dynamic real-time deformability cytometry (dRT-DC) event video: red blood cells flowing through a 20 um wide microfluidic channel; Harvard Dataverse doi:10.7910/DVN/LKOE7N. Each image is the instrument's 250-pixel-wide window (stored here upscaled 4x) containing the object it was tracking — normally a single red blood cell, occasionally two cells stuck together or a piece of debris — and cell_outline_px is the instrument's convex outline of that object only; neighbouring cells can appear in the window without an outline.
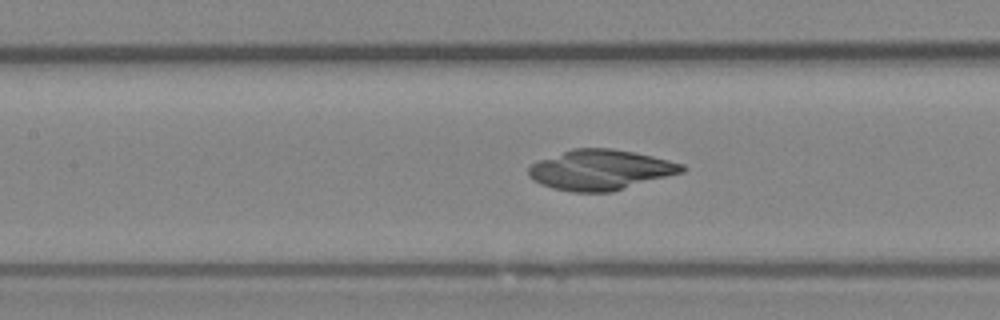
{"species": "Egyptian fruit bat (a non-hibernating species)", "species_latin": "Rousettus aegyptiacus", "temperature_condition": "room temperature", "stored_images_in_passage": 50, "camera_frame_rate_fps": 3000, "um_per_image_px": 0.085, "animal": {"sex": "female"}, "frame": {"image": 1, "passage_image": 23, "time_ms": 7.333, "image_size_px": [1000, 320], "cell_outline_px": [[688, 168], [684, 172], [612, 192], [572, 192], [552, 188], [540, 184], [532, 180], [528, 176], [528, 168], [532, 164], [540, 160], [572, 148], [612, 148], [652, 156], [684, 164]], "centroid_in_image_um": [51.05, 14.45], "position_along_channel_um": 156.4, "area_um2": 36.07}}
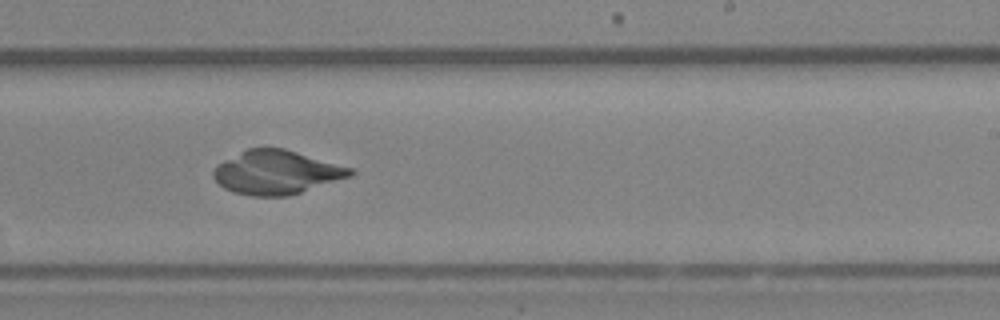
{"frame": {"image": 2, "passage_image": 31, "time_ms": 10.0, "image_size_px": [1000, 320], "cell_outline_px": [[356, 172], [352, 176], [288, 196], [252, 196], [232, 192], [224, 188], [212, 176], [212, 172], [216, 164], [248, 148], [284, 148], [352, 168]], "centroid_in_image_um": [23.49, 14.65], "position_along_channel_um": 265.5, "area_um2": 34.85}}
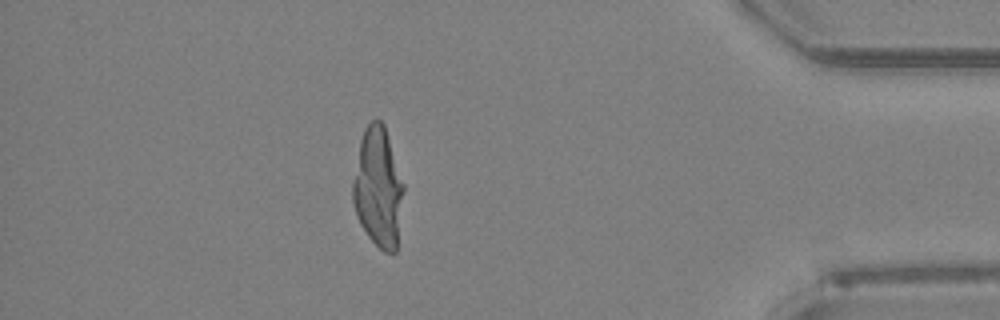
{"frame": {"image": 3, "passage_image": 44, "time_ms": 14.333, "image_size_px": [1000, 320], "cell_outline_px": [[404, 188], [396, 252], [384, 252], [368, 236], [360, 224], [356, 216], [352, 200], [352, 180], [360, 140], [364, 128], [376, 116], [384, 124], [404, 184]], "centroid_in_image_um": [32.12, 15.92], "position_along_channel_um": 403.1, "area_um2": 35.55}}